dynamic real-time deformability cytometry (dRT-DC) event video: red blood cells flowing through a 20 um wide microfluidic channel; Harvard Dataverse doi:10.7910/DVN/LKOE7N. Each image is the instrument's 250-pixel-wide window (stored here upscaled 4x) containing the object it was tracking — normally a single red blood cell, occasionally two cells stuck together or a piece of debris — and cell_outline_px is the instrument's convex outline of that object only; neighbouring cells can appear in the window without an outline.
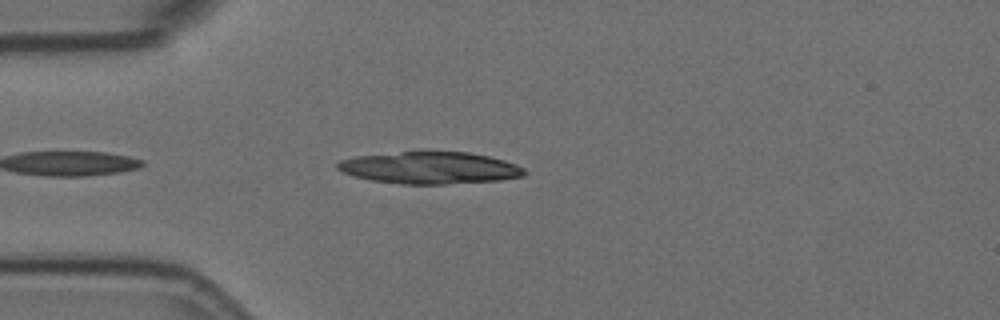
{"species": "Egyptian fruit bat (a non-hibernating species)", "species_latin": "Rousettus aegyptiacus", "temperature_condition": "room temperature", "stored_images_in_passage": 4, "camera_frame_rate_fps": 3000, "um_per_image_px": 0.085, "animal": {"sex": "female"}, "frame": {"image": 1, "passage_image": 4, "time_ms": 1.0, "image_size_px": [1000, 320], "cell_outline_px": [[528, 172], [524, 176], [500, 180], [444, 184], [400, 184], [372, 180], [352, 176], [340, 172], [336, 168], [336, 164], [340, 160], [356, 156], [420, 148], [468, 152], [488, 156], [504, 160], [516, 164], [524, 168]], "centroid_in_image_um": [36.5, 14.22], "position_along_channel_um": 48.5, "area_um2": 36.24}}